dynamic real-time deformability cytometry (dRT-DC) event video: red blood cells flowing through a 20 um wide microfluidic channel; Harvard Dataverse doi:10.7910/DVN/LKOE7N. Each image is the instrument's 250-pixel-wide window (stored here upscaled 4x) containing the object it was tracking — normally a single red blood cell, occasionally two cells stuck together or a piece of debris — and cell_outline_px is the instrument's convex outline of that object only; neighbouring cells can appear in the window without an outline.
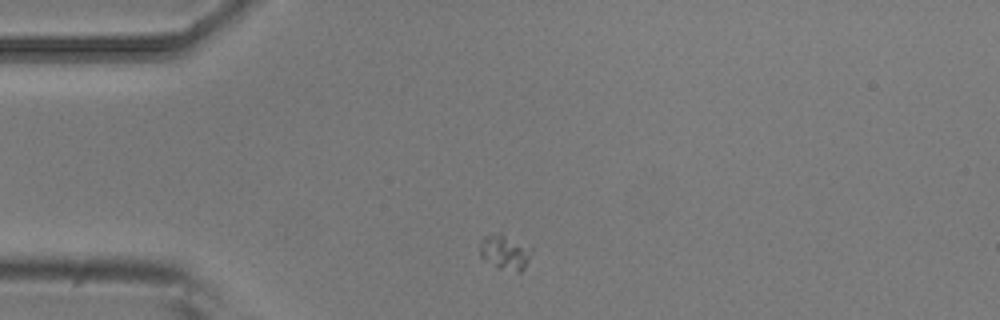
{"species": "common noctule bat (a hibernating species)", "species_latin": "Nyctalus noctula", "temperature_condition": "room temperature", "stored_images_in_passage": 4, "camera_frame_rate_fps": 3000, "um_per_image_px": 0.085, "animal": {"sex": "male", "body_mass_g": 20.5, "forearm_length_mm": 52.5}, "frame": {"image": 1, "passage_image": 1, "time_ms": 0.0, "image_size_px": [1000, 320], "cell_outline_px": [[532, 248], [528, 260], [524, 268], [520, 272], [516, 272], [496, 268], [480, 256], [480, 240], [484, 236], [500, 232]], "centroid_in_image_um": [42.89, 21.44], "position_along_channel_um": 42.1, "area_um2": 10.52}}
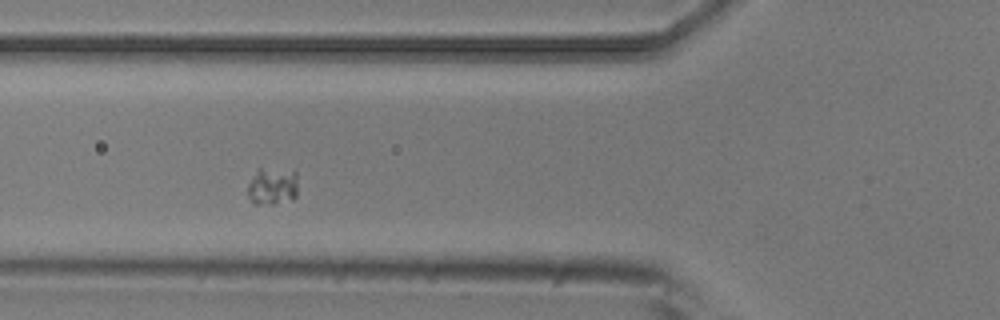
{"frame": {"image": 2, "passage_image": 3, "time_ms": 0.667, "image_size_px": [1000, 320], "cell_outline_px": [[296, 196], [292, 200], [276, 204], [252, 204], [248, 196], [248, 184], [256, 168], [260, 168], [296, 172]], "centroid_in_image_um": [23.11, 15.86], "position_along_channel_um": 102.7, "area_um2": 10.98}}
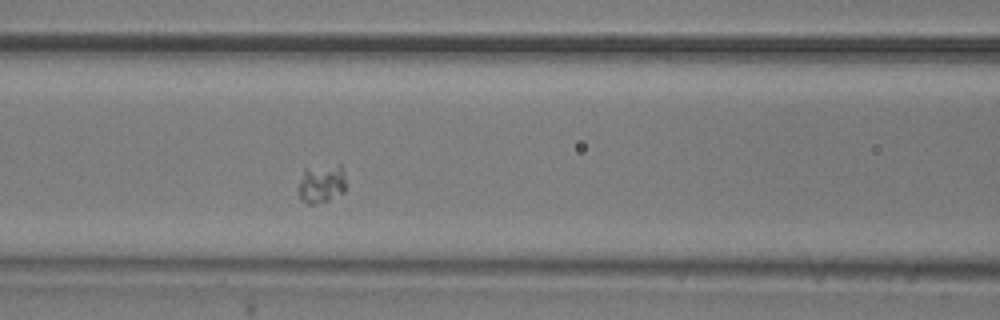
{"frame": {"image": 3, "passage_image": 4, "time_ms": 1.0, "image_size_px": [1000, 320], "cell_outline_px": [[344, 192], [328, 200], [312, 204], [308, 204], [300, 196], [300, 180], [304, 168], [340, 164], [344, 172]], "centroid_in_image_um": [27.34, 15.58], "position_along_channel_um": 139.3, "area_um2": 10.4}}